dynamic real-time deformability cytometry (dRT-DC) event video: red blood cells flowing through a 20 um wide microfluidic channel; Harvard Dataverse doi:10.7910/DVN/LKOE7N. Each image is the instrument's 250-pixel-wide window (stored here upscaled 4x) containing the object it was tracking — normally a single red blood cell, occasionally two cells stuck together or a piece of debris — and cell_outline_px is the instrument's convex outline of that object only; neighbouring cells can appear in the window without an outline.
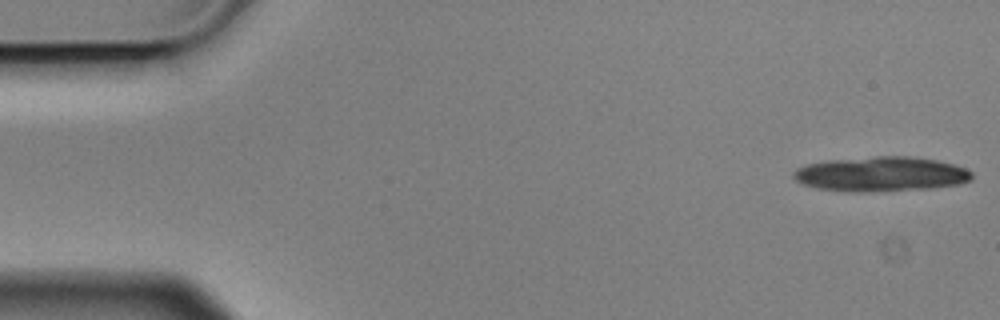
{"species": "Egyptian fruit bat (a non-hibernating species)", "species_latin": "Rousettus aegyptiacus", "temperature_condition": "cold", "stored_images_in_passage": 7, "camera_frame_rate_fps": 3000, "um_per_image_px": 0.085, "animal": {"sex": "male"}, "frame": {"image": 1, "passage_image": 1, "time_ms": 0.0, "image_size_px": [1000, 320], "cell_outline_px": [[972, 180], [960, 184], [932, 188], [868, 192], [844, 192], [816, 188], [800, 184], [792, 176], [792, 172], [796, 168], [804, 164], [828, 160], [876, 156], [912, 156], [940, 160], [956, 164], [972, 172]], "centroid_in_image_um": [74.86, 14.8], "position_along_channel_um": 10.1, "area_um2": 36.82}}
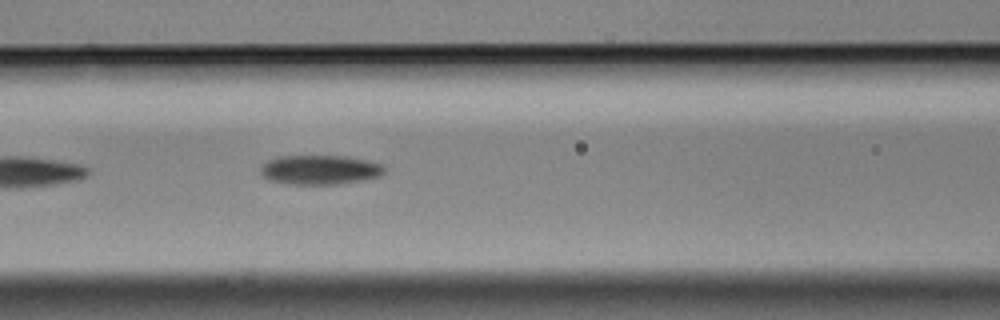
{"frame": {"image": 2, "passage_image": 7, "time_ms": 2.0, "image_size_px": [1000, 320], "cell_outline_px": [[384, 172], [380, 176], [364, 180], [336, 184], [288, 184], [268, 180], [260, 172], [260, 168], [268, 160], [276, 156], [348, 156], [368, 160], [380, 164], [384, 168]], "centroid_in_image_um": [27.18, 14.43], "position_along_channel_um": 139.4, "area_um2": 21.27}}